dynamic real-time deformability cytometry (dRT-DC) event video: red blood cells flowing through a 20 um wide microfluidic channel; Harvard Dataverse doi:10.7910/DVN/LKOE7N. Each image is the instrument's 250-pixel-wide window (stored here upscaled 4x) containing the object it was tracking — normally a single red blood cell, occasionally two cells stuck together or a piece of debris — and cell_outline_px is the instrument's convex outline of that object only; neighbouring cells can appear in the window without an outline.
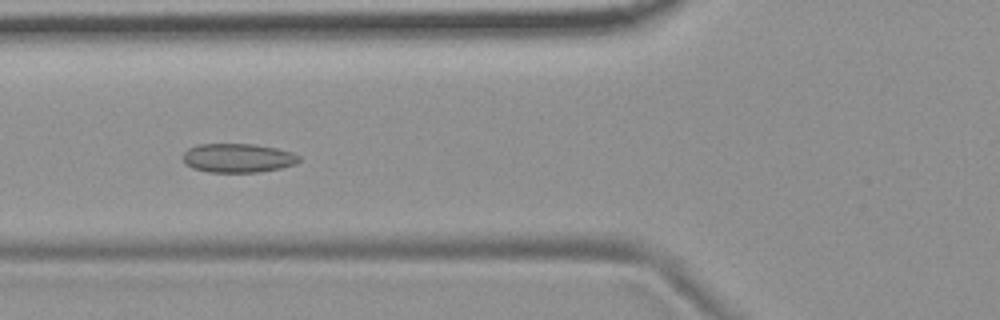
{"species": "common noctule bat (a hibernating species)", "species_latin": "Nyctalus noctula", "temperature_condition": "room temperature", "stored_images_in_passage": 55, "camera_frame_rate_fps": 3000, "um_per_image_px": 0.085, "animal": {"sex": "female", "body_mass_g": 19.9}, "frame": {"image": 1, "passage_image": 21, "time_ms": 6.667, "image_size_px": [1000, 320], "cell_outline_px": [[300, 160], [296, 164], [280, 168], [260, 172], [208, 172], [192, 168], [184, 164], [184, 152], [188, 148], [196, 144], [256, 144], [276, 148], [292, 152], [300, 156]], "centroid_in_image_um": [20.22, 13.43], "position_along_channel_um": 105.6, "area_um2": 19.77}}
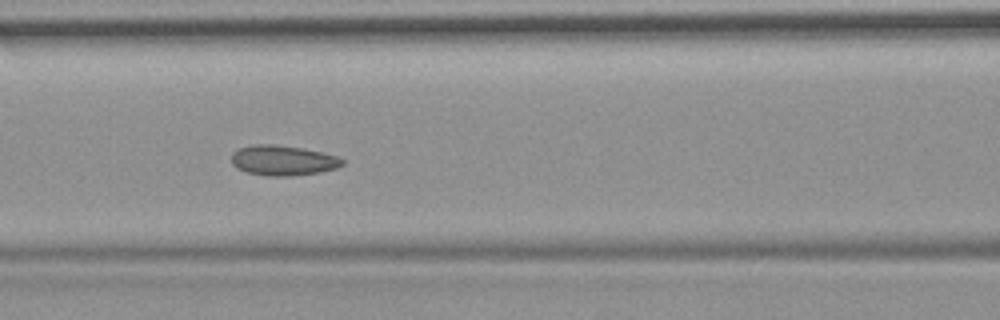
{"frame": {"image": 2, "passage_image": 24, "time_ms": 7.667, "image_size_px": [1000, 320], "cell_outline_px": [[344, 164], [336, 168], [320, 172], [292, 176], [268, 176], [244, 172], [236, 168], [232, 164], [232, 152], [236, 148], [252, 144], [272, 144], [300, 148], [324, 152], [340, 156], [344, 160]], "centroid_in_image_um": [24.04, 13.63], "position_along_channel_um": 142.6, "area_um2": 19.83}}
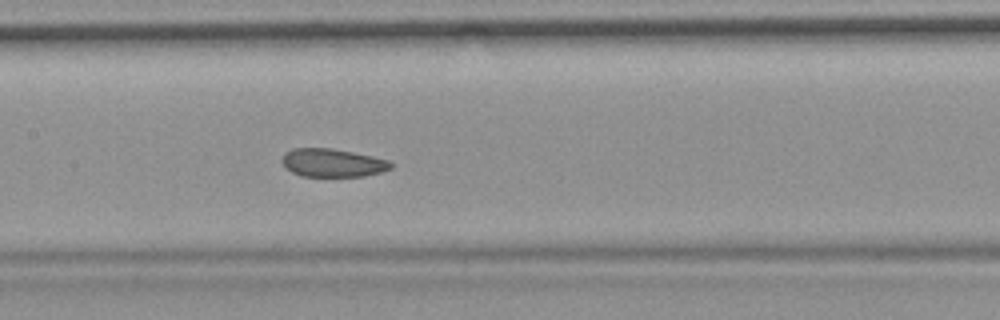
{"frame": {"image": 3, "passage_image": 27, "time_ms": 8.667, "image_size_px": [1000, 320], "cell_outline_px": [[392, 168], [380, 172], [364, 176], [300, 176], [284, 168], [280, 160], [284, 152], [292, 148], [332, 148], [372, 156], [388, 160], [392, 164]], "centroid_in_image_um": [28.2, 13.83], "position_along_channel_um": 179.2, "area_um2": 18.03}, "authors_computed_cell_mechanics": {"area_um2": 19.7676, "velocity_mm_per_s": 3.6731, "shape_relaxation_time_tau1_ms": null, "shape_relaxation_time_tau2_ms": 2.91, "deformation_change_tau1": null, "deformation_change_tau2": 0.0752}}